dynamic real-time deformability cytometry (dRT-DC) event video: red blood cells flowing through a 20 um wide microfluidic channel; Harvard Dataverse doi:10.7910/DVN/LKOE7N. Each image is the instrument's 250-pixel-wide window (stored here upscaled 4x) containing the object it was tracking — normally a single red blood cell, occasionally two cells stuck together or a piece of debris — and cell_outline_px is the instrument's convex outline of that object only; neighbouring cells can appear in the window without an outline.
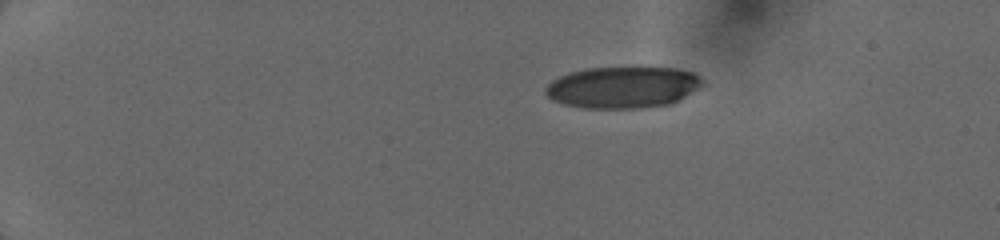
{"species": "human", "species_latin": "Homo sapiens", "temperature_condition": "cold", "stored_images_in_passage": 28, "camera_frame_rate_fps": 3000, "um_per_image_px": 0.085, "donor": {"sex": "female"}, "frame": {"image": 1, "passage_image": 1, "time_ms": 0.0, "image_size_px": [1000, 240], "cell_outline_px": [[704, 84], [684, 96], [668, 104], [640, 108], [584, 108], [564, 104], [552, 100], [544, 92], [544, 88], [552, 80], [568, 72], [584, 68], [676, 68], [692, 72], [700, 76], [704, 80]], "centroid_in_image_um": [52.89, 7.41], "position_along_channel_um": 32.1, "area_um2": 37.86}}
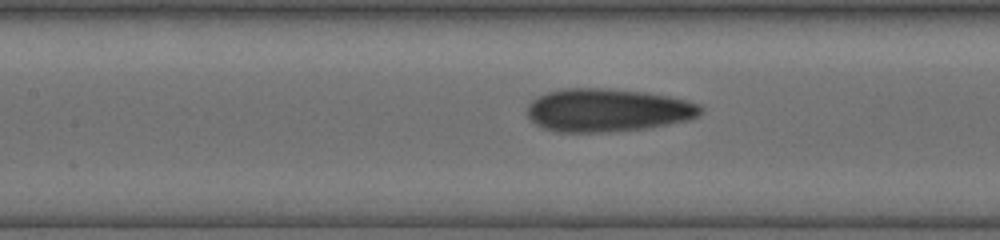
{"frame": {"image": 2, "passage_image": 16, "time_ms": 5.333, "image_size_px": [1000, 240], "cell_outline_px": [[704, 108], [696, 116], [688, 120], [668, 124], [644, 128], [604, 132], [556, 132], [544, 128], [536, 124], [528, 116], [528, 104], [532, 100], [548, 92], [560, 88], [608, 88], [644, 92], [668, 96], [688, 100], [700, 104]], "centroid_in_image_um": [51.64, 9.36], "position_along_channel_um": 155.8, "area_um2": 43.47}}
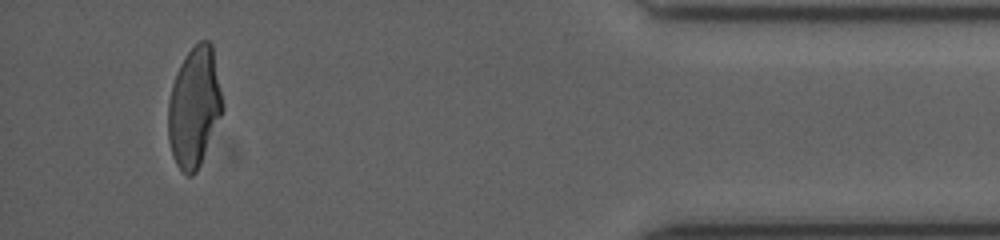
{"frame": {"image": 3, "passage_image": 28, "time_ms": 12.667, "image_size_px": [1000, 240], "cell_outline_px": [[224, 112], [200, 164], [196, 172], [192, 176], [188, 176], [180, 172], [172, 156], [168, 140], [168, 100], [172, 84], [176, 72], [180, 64], [188, 52], [200, 40], [208, 40], [212, 44], [224, 104]], "centroid_in_image_um": [16.52, 9.14], "position_along_channel_um": 418.7, "area_um2": 38.55}}